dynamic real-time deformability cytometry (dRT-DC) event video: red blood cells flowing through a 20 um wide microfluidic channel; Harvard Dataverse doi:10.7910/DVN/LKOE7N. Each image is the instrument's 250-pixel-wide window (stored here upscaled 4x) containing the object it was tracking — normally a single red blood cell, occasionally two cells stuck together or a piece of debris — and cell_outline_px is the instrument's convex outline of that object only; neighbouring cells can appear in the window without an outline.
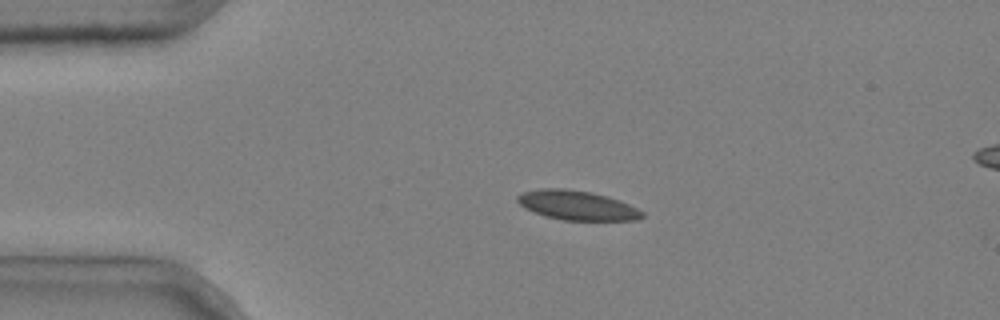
{"species": "common noctule bat (a hibernating species)", "species_latin": "Nyctalus noctula", "temperature_condition": "cold", "stored_images_in_passage": 4, "segment_of_instrument_passage": [1, 2], "camera_frame_rate_fps": 3000, "um_per_image_px": 0.085, "animal": {"sex": "male", "body_mass_g": 20.4}, "frame": {"image": 1, "passage_image": 2, "time_ms": 0.333, "image_size_px": [1000, 320], "cell_outline_px": [[644, 216], [636, 220], [564, 220], [544, 216], [524, 208], [516, 200], [516, 196], [524, 192], [540, 188], [564, 188], [592, 192], [608, 196], [620, 200], [644, 212]], "centroid_in_image_um": [49.03, 17.44], "position_along_channel_um": 36.0, "area_um2": 21.44}}